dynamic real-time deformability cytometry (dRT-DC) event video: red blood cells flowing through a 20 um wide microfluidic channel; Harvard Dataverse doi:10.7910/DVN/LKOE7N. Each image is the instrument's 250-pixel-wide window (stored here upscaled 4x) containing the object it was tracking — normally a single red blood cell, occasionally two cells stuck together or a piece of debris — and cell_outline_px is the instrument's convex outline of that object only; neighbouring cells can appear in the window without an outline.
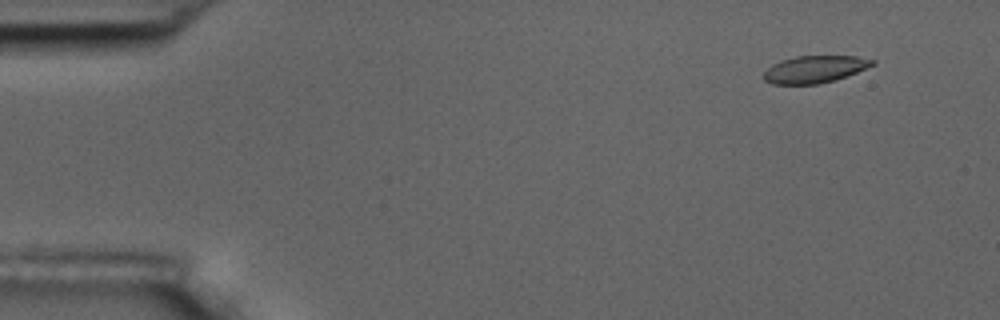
{"species": "common noctule bat (a hibernating species)", "species_latin": "Nyctalus noctula", "temperature_condition": "room temperature", "stored_images_in_passage": 5, "camera_frame_rate_fps": 3000, "um_per_image_px": 0.085, "animal": {"sex": "male", "body_mass_g": 17.5, "forearm_length_mm": 52.3}, "frame": {"image": 1, "passage_image": 2, "time_ms": 1.0, "image_size_px": [1000, 320], "cell_outline_px": [[876, 64], [836, 80], [816, 84], [772, 84], [764, 80], [764, 72], [772, 64], [780, 60], [796, 56], [856, 56], [876, 60]], "centroid_in_image_um": [69.25, 5.88], "position_along_channel_um": 15.8, "area_um2": 17.22}}